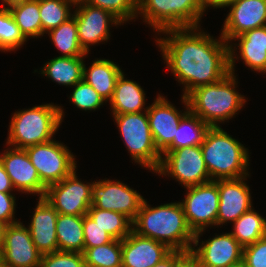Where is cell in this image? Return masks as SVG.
<instances>
[{
	"label": "cell",
	"mask_w": 266,
	"mask_h": 267,
	"mask_svg": "<svg viewBox=\"0 0 266 267\" xmlns=\"http://www.w3.org/2000/svg\"><path fill=\"white\" fill-rule=\"evenodd\" d=\"M63 118V109L53 103L17 111L11 118L6 143L14 148L26 149L48 142L53 139Z\"/></svg>",
	"instance_id": "obj_5"
},
{
	"label": "cell",
	"mask_w": 266,
	"mask_h": 267,
	"mask_svg": "<svg viewBox=\"0 0 266 267\" xmlns=\"http://www.w3.org/2000/svg\"><path fill=\"white\" fill-rule=\"evenodd\" d=\"M200 148L211 180L249 176L248 149L220 126L208 129Z\"/></svg>",
	"instance_id": "obj_4"
},
{
	"label": "cell",
	"mask_w": 266,
	"mask_h": 267,
	"mask_svg": "<svg viewBox=\"0 0 266 267\" xmlns=\"http://www.w3.org/2000/svg\"><path fill=\"white\" fill-rule=\"evenodd\" d=\"M1 251L2 263L10 267H36L41 262L42 254L21 221L5 226Z\"/></svg>",
	"instance_id": "obj_15"
},
{
	"label": "cell",
	"mask_w": 266,
	"mask_h": 267,
	"mask_svg": "<svg viewBox=\"0 0 266 267\" xmlns=\"http://www.w3.org/2000/svg\"><path fill=\"white\" fill-rule=\"evenodd\" d=\"M187 193L181 203L189 228L195 234L193 247L199 245V239L205 229L217 222L219 209L218 180H212L196 186L187 187Z\"/></svg>",
	"instance_id": "obj_8"
},
{
	"label": "cell",
	"mask_w": 266,
	"mask_h": 267,
	"mask_svg": "<svg viewBox=\"0 0 266 267\" xmlns=\"http://www.w3.org/2000/svg\"><path fill=\"white\" fill-rule=\"evenodd\" d=\"M161 33L165 38L155 41L171 73L184 84L183 96L230 73L229 44L221 35L218 40L213 39L200 26L167 29Z\"/></svg>",
	"instance_id": "obj_1"
},
{
	"label": "cell",
	"mask_w": 266,
	"mask_h": 267,
	"mask_svg": "<svg viewBox=\"0 0 266 267\" xmlns=\"http://www.w3.org/2000/svg\"><path fill=\"white\" fill-rule=\"evenodd\" d=\"M84 250L107 244L114 238L101 228L88 214L83 216Z\"/></svg>",
	"instance_id": "obj_38"
},
{
	"label": "cell",
	"mask_w": 266,
	"mask_h": 267,
	"mask_svg": "<svg viewBox=\"0 0 266 267\" xmlns=\"http://www.w3.org/2000/svg\"><path fill=\"white\" fill-rule=\"evenodd\" d=\"M87 214L114 239L122 241L132 232V221L121 213L91 205Z\"/></svg>",
	"instance_id": "obj_31"
},
{
	"label": "cell",
	"mask_w": 266,
	"mask_h": 267,
	"mask_svg": "<svg viewBox=\"0 0 266 267\" xmlns=\"http://www.w3.org/2000/svg\"><path fill=\"white\" fill-rule=\"evenodd\" d=\"M17 2V0H2V6L5 7V5H7V7L13 3Z\"/></svg>",
	"instance_id": "obj_47"
},
{
	"label": "cell",
	"mask_w": 266,
	"mask_h": 267,
	"mask_svg": "<svg viewBox=\"0 0 266 267\" xmlns=\"http://www.w3.org/2000/svg\"><path fill=\"white\" fill-rule=\"evenodd\" d=\"M7 8L26 39L42 36L39 0L17 1Z\"/></svg>",
	"instance_id": "obj_27"
},
{
	"label": "cell",
	"mask_w": 266,
	"mask_h": 267,
	"mask_svg": "<svg viewBox=\"0 0 266 267\" xmlns=\"http://www.w3.org/2000/svg\"><path fill=\"white\" fill-rule=\"evenodd\" d=\"M246 267H266V236L243 248Z\"/></svg>",
	"instance_id": "obj_39"
},
{
	"label": "cell",
	"mask_w": 266,
	"mask_h": 267,
	"mask_svg": "<svg viewBox=\"0 0 266 267\" xmlns=\"http://www.w3.org/2000/svg\"><path fill=\"white\" fill-rule=\"evenodd\" d=\"M172 251L166 244L132 231L122 240V267H153Z\"/></svg>",
	"instance_id": "obj_20"
},
{
	"label": "cell",
	"mask_w": 266,
	"mask_h": 267,
	"mask_svg": "<svg viewBox=\"0 0 266 267\" xmlns=\"http://www.w3.org/2000/svg\"><path fill=\"white\" fill-rule=\"evenodd\" d=\"M247 176L237 179H218L219 209L216 226L236 221L243 213L253 208Z\"/></svg>",
	"instance_id": "obj_19"
},
{
	"label": "cell",
	"mask_w": 266,
	"mask_h": 267,
	"mask_svg": "<svg viewBox=\"0 0 266 267\" xmlns=\"http://www.w3.org/2000/svg\"><path fill=\"white\" fill-rule=\"evenodd\" d=\"M143 201L142 195L121 181L105 178L93 182L91 204L95 208L116 211L133 222Z\"/></svg>",
	"instance_id": "obj_12"
},
{
	"label": "cell",
	"mask_w": 266,
	"mask_h": 267,
	"mask_svg": "<svg viewBox=\"0 0 266 267\" xmlns=\"http://www.w3.org/2000/svg\"><path fill=\"white\" fill-rule=\"evenodd\" d=\"M210 126L189 111L179 123L173 142L165 150L201 146Z\"/></svg>",
	"instance_id": "obj_28"
},
{
	"label": "cell",
	"mask_w": 266,
	"mask_h": 267,
	"mask_svg": "<svg viewBox=\"0 0 266 267\" xmlns=\"http://www.w3.org/2000/svg\"><path fill=\"white\" fill-rule=\"evenodd\" d=\"M41 267H85L84 256L78 252L56 251L41 256Z\"/></svg>",
	"instance_id": "obj_37"
},
{
	"label": "cell",
	"mask_w": 266,
	"mask_h": 267,
	"mask_svg": "<svg viewBox=\"0 0 266 267\" xmlns=\"http://www.w3.org/2000/svg\"><path fill=\"white\" fill-rule=\"evenodd\" d=\"M38 200L28 229L35 247L43 255L58 251L56 221L59 213L45 198Z\"/></svg>",
	"instance_id": "obj_22"
},
{
	"label": "cell",
	"mask_w": 266,
	"mask_h": 267,
	"mask_svg": "<svg viewBox=\"0 0 266 267\" xmlns=\"http://www.w3.org/2000/svg\"><path fill=\"white\" fill-rule=\"evenodd\" d=\"M85 267H122V241L87 248L83 251Z\"/></svg>",
	"instance_id": "obj_32"
},
{
	"label": "cell",
	"mask_w": 266,
	"mask_h": 267,
	"mask_svg": "<svg viewBox=\"0 0 266 267\" xmlns=\"http://www.w3.org/2000/svg\"><path fill=\"white\" fill-rule=\"evenodd\" d=\"M156 32L167 29L199 27L204 15L200 0H141L137 15Z\"/></svg>",
	"instance_id": "obj_6"
},
{
	"label": "cell",
	"mask_w": 266,
	"mask_h": 267,
	"mask_svg": "<svg viewBox=\"0 0 266 267\" xmlns=\"http://www.w3.org/2000/svg\"><path fill=\"white\" fill-rule=\"evenodd\" d=\"M14 187L11 183L10 177L6 173L4 165L0 162V192L11 193Z\"/></svg>",
	"instance_id": "obj_42"
},
{
	"label": "cell",
	"mask_w": 266,
	"mask_h": 267,
	"mask_svg": "<svg viewBox=\"0 0 266 267\" xmlns=\"http://www.w3.org/2000/svg\"><path fill=\"white\" fill-rule=\"evenodd\" d=\"M12 193L0 192V222L4 225L19 222L14 219L16 199Z\"/></svg>",
	"instance_id": "obj_40"
},
{
	"label": "cell",
	"mask_w": 266,
	"mask_h": 267,
	"mask_svg": "<svg viewBox=\"0 0 266 267\" xmlns=\"http://www.w3.org/2000/svg\"><path fill=\"white\" fill-rule=\"evenodd\" d=\"M236 76L231 72L220 81L202 85L186 97L189 110L200 117L210 127L235 117L246 102L243 95L236 91Z\"/></svg>",
	"instance_id": "obj_3"
},
{
	"label": "cell",
	"mask_w": 266,
	"mask_h": 267,
	"mask_svg": "<svg viewBox=\"0 0 266 267\" xmlns=\"http://www.w3.org/2000/svg\"><path fill=\"white\" fill-rule=\"evenodd\" d=\"M189 259V252L172 251L167 257L153 267H182Z\"/></svg>",
	"instance_id": "obj_41"
},
{
	"label": "cell",
	"mask_w": 266,
	"mask_h": 267,
	"mask_svg": "<svg viewBox=\"0 0 266 267\" xmlns=\"http://www.w3.org/2000/svg\"><path fill=\"white\" fill-rule=\"evenodd\" d=\"M0 162L4 165L15 190L44 198L47 187L41 182L25 149L10 146L0 154Z\"/></svg>",
	"instance_id": "obj_17"
},
{
	"label": "cell",
	"mask_w": 266,
	"mask_h": 267,
	"mask_svg": "<svg viewBox=\"0 0 266 267\" xmlns=\"http://www.w3.org/2000/svg\"><path fill=\"white\" fill-rule=\"evenodd\" d=\"M238 42L233 46L229 44V69L232 74H235L234 66L236 57V46L239 47V57L243 60V63L247 65L253 71L258 73H266V26L255 28L244 32L237 37H234L232 41Z\"/></svg>",
	"instance_id": "obj_21"
},
{
	"label": "cell",
	"mask_w": 266,
	"mask_h": 267,
	"mask_svg": "<svg viewBox=\"0 0 266 267\" xmlns=\"http://www.w3.org/2000/svg\"><path fill=\"white\" fill-rule=\"evenodd\" d=\"M155 173L168 175L186 187L212 181L208 173L200 146L164 150Z\"/></svg>",
	"instance_id": "obj_9"
},
{
	"label": "cell",
	"mask_w": 266,
	"mask_h": 267,
	"mask_svg": "<svg viewBox=\"0 0 266 267\" xmlns=\"http://www.w3.org/2000/svg\"><path fill=\"white\" fill-rule=\"evenodd\" d=\"M158 95L146 112L156 148L162 153L173 142L180 120L190 110L185 96H182L181 99L186 106L184 113H182L165 97Z\"/></svg>",
	"instance_id": "obj_14"
},
{
	"label": "cell",
	"mask_w": 266,
	"mask_h": 267,
	"mask_svg": "<svg viewBox=\"0 0 266 267\" xmlns=\"http://www.w3.org/2000/svg\"><path fill=\"white\" fill-rule=\"evenodd\" d=\"M145 91L140 84L125 79L124 72L117 78L114 94L109 101L113 114L141 113L147 111L145 107ZM145 109V110H144Z\"/></svg>",
	"instance_id": "obj_23"
},
{
	"label": "cell",
	"mask_w": 266,
	"mask_h": 267,
	"mask_svg": "<svg viewBox=\"0 0 266 267\" xmlns=\"http://www.w3.org/2000/svg\"><path fill=\"white\" fill-rule=\"evenodd\" d=\"M200 244L190 251V259L198 267H226L242 260L243 247L230 232L215 235Z\"/></svg>",
	"instance_id": "obj_16"
},
{
	"label": "cell",
	"mask_w": 266,
	"mask_h": 267,
	"mask_svg": "<svg viewBox=\"0 0 266 267\" xmlns=\"http://www.w3.org/2000/svg\"><path fill=\"white\" fill-rule=\"evenodd\" d=\"M53 44L65 57L86 56L79 44L77 23L74 16L47 32Z\"/></svg>",
	"instance_id": "obj_30"
},
{
	"label": "cell",
	"mask_w": 266,
	"mask_h": 267,
	"mask_svg": "<svg viewBox=\"0 0 266 267\" xmlns=\"http://www.w3.org/2000/svg\"><path fill=\"white\" fill-rule=\"evenodd\" d=\"M230 233L244 248L266 236V218L252 208L233 222V231Z\"/></svg>",
	"instance_id": "obj_29"
},
{
	"label": "cell",
	"mask_w": 266,
	"mask_h": 267,
	"mask_svg": "<svg viewBox=\"0 0 266 267\" xmlns=\"http://www.w3.org/2000/svg\"><path fill=\"white\" fill-rule=\"evenodd\" d=\"M26 41L9 9L7 7L0 9V51L17 50Z\"/></svg>",
	"instance_id": "obj_34"
},
{
	"label": "cell",
	"mask_w": 266,
	"mask_h": 267,
	"mask_svg": "<svg viewBox=\"0 0 266 267\" xmlns=\"http://www.w3.org/2000/svg\"><path fill=\"white\" fill-rule=\"evenodd\" d=\"M182 267H198L191 259H189Z\"/></svg>",
	"instance_id": "obj_46"
},
{
	"label": "cell",
	"mask_w": 266,
	"mask_h": 267,
	"mask_svg": "<svg viewBox=\"0 0 266 267\" xmlns=\"http://www.w3.org/2000/svg\"><path fill=\"white\" fill-rule=\"evenodd\" d=\"M58 251H84L83 216L58 214L56 221Z\"/></svg>",
	"instance_id": "obj_26"
},
{
	"label": "cell",
	"mask_w": 266,
	"mask_h": 267,
	"mask_svg": "<svg viewBox=\"0 0 266 267\" xmlns=\"http://www.w3.org/2000/svg\"><path fill=\"white\" fill-rule=\"evenodd\" d=\"M5 226L3 223L0 222V248L2 247V243H3V236H4V229Z\"/></svg>",
	"instance_id": "obj_44"
},
{
	"label": "cell",
	"mask_w": 266,
	"mask_h": 267,
	"mask_svg": "<svg viewBox=\"0 0 266 267\" xmlns=\"http://www.w3.org/2000/svg\"><path fill=\"white\" fill-rule=\"evenodd\" d=\"M2 263V251H1V248H0V264Z\"/></svg>",
	"instance_id": "obj_48"
},
{
	"label": "cell",
	"mask_w": 266,
	"mask_h": 267,
	"mask_svg": "<svg viewBox=\"0 0 266 267\" xmlns=\"http://www.w3.org/2000/svg\"><path fill=\"white\" fill-rule=\"evenodd\" d=\"M112 115L133 161L155 172L162 157L156 148L147 112Z\"/></svg>",
	"instance_id": "obj_7"
},
{
	"label": "cell",
	"mask_w": 266,
	"mask_h": 267,
	"mask_svg": "<svg viewBox=\"0 0 266 267\" xmlns=\"http://www.w3.org/2000/svg\"><path fill=\"white\" fill-rule=\"evenodd\" d=\"M25 150L46 187L62 181L77 169L73 153L63 143L54 139L27 147Z\"/></svg>",
	"instance_id": "obj_10"
},
{
	"label": "cell",
	"mask_w": 266,
	"mask_h": 267,
	"mask_svg": "<svg viewBox=\"0 0 266 267\" xmlns=\"http://www.w3.org/2000/svg\"><path fill=\"white\" fill-rule=\"evenodd\" d=\"M226 267H246V266H245L244 261L241 260V261H239V262H237V263H235V264L228 265V266H226Z\"/></svg>",
	"instance_id": "obj_45"
},
{
	"label": "cell",
	"mask_w": 266,
	"mask_h": 267,
	"mask_svg": "<svg viewBox=\"0 0 266 267\" xmlns=\"http://www.w3.org/2000/svg\"><path fill=\"white\" fill-rule=\"evenodd\" d=\"M84 2L111 12L123 24L137 17V5L132 0H84Z\"/></svg>",
	"instance_id": "obj_36"
},
{
	"label": "cell",
	"mask_w": 266,
	"mask_h": 267,
	"mask_svg": "<svg viewBox=\"0 0 266 267\" xmlns=\"http://www.w3.org/2000/svg\"><path fill=\"white\" fill-rule=\"evenodd\" d=\"M136 5H138V3L141 1V0H132Z\"/></svg>",
	"instance_id": "obj_50"
},
{
	"label": "cell",
	"mask_w": 266,
	"mask_h": 267,
	"mask_svg": "<svg viewBox=\"0 0 266 267\" xmlns=\"http://www.w3.org/2000/svg\"><path fill=\"white\" fill-rule=\"evenodd\" d=\"M72 1H74L75 3H77V2H79V1H84V0H72Z\"/></svg>",
	"instance_id": "obj_51"
},
{
	"label": "cell",
	"mask_w": 266,
	"mask_h": 267,
	"mask_svg": "<svg viewBox=\"0 0 266 267\" xmlns=\"http://www.w3.org/2000/svg\"><path fill=\"white\" fill-rule=\"evenodd\" d=\"M235 0H200L203 12L206 11L208 7L223 8L230 6Z\"/></svg>",
	"instance_id": "obj_43"
},
{
	"label": "cell",
	"mask_w": 266,
	"mask_h": 267,
	"mask_svg": "<svg viewBox=\"0 0 266 267\" xmlns=\"http://www.w3.org/2000/svg\"><path fill=\"white\" fill-rule=\"evenodd\" d=\"M132 231L166 244L173 251H191L195 234L189 228L180 202L151 207L144 199Z\"/></svg>",
	"instance_id": "obj_2"
},
{
	"label": "cell",
	"mask_w": 266,
	"mask_h": 267,
	"mask_svg": "<svg viewBox=\"0 0 266 267\" xmlns=\"http://www.w3.org/2000/svg\"><path fill=\"white\" fill-rule=\"evenodd\" d=\"M0 267H10L9 265H6V264H4V263H1L0 264Z\"/></svg>",
	"instance_id": "obj_49"
},
{
	"label": "cell",
	"mask_w": 266,
	"mask_h": 267,
	"mask_svg": "<svg viewBox=\"0 0 266 267\" xmlns=\"http://www.w3.org/2000/svg\"><path fill=\"white\" fill-rule=\"evenodd\" d=\"M76 10L73 16L77 23L79 44L83 51L88 54L89 46L99 44L110 38L111 25H121L122 22L111 12L79 1L74 5Z\"/></svg>",
	"instance_id": "obj_13"
},
{
	"label": "cell",
	"mask_w": 266,
	"mask_h": 267,
	"mask_svg": "<svg viewBox=\"0 0 266 267\" xmlns=\"http://www.w3.org/2000/svg\"><path fill=\"white\" fill-rule=\"evenodd\" d=\"M58 56L45 63L40 70L41 74L55 81L59 85L71 88L83 80V58Z\"/></svg>",
	"instance_id": "obj_25"
},
{
	"label": "cell",
	"mask_w": 266,
	"mask_h": 267,
	"mask_svg": "<svg viewBox=\"0 0 266 267\" xmlns=\"http://www.w3.org/2000/svg\"><path fill=\"white\" fill-rule=\"evenodd\" d=\"M75 4L72 0H39L42 36L71 18L70 8Z\"/></svg>",
	"instance_id": "obj_33"
},
{
	"label": "cell",
	"mask_w": 266,
	"mask_h": 267,
	"mask_svg": "<svg viewBox=\"0 0 266 267\" xmlns=\"http://www.w3.org/2000/svg\"><path fill=\"white\" fill-rule=\"evenodd\" d=\"M76 169L62 181L47 187L44 198L64 215L84 216L91 207L92 183L78 180Z\"/></svg>",
	"instance_id": "obj_11"
},
{
	"label": "cell",
	"mask_w": 266,
	"mask_h": 267,
	"mask_svg": "<svg viewBox=\"0 0 266 267\" xmlns=\"http://www.w3.org/2000/svg\"><path fill=\"white\" fill-rule=\"evenodd\" d=\"M73 91L70 94V99L73 105L77 108L92 111L98 109L106 102L97 91L84 80L73 86Z\"/></svg>",
	"instance_id": "obj_35"
},
{
	"label": "cell",
	"mask_w": 266,
	"mask_h": 267,
	"mask_svg": "<svg viewBox=\"0 0 266 267\" xmlns=\"http://www.w3.org/2000/svg\"><path fill=\"white\" fill-rule=\"evenodd\" d=\"M263 26H266V0H235L220 35L230 44L234 37Z\"/></svg>",
	"instance_id": "obj_18"
},
{
	"label": "cell",
	"mask_w": 266,
	"mask_h": 267,
	"mask_svg": "<svg viewBox=\"0 0 266 267\" xmlns=\"http://www.w3.org/2000/svg\"><path fill=\"white\" fill-rule=\"evenodd\" d=\"M89 67L87 69L86 65H83V80L91 85L106 102L110 101L114 94L117 78L123 71L108 59H97Z\"/></svg>",
	"instance_id": "obj_24"
}]
</instances>
